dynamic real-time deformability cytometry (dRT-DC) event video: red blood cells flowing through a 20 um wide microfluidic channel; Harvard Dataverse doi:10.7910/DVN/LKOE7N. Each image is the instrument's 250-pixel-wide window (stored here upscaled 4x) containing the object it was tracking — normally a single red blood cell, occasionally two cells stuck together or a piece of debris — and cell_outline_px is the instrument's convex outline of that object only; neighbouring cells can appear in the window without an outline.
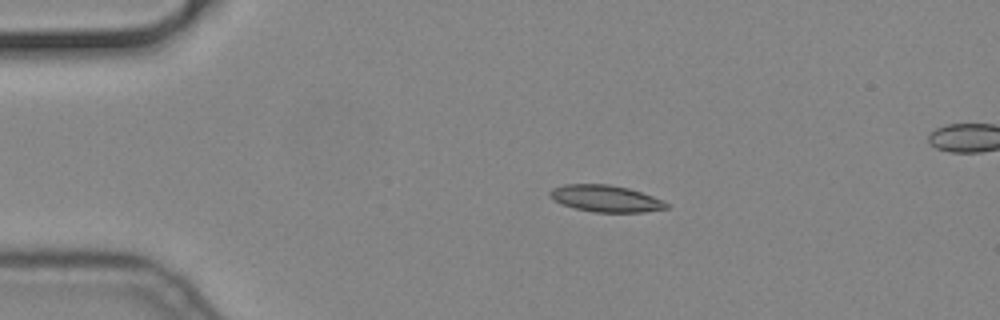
{"species": "common noctule bat (a hibernating species)", "species_latin": "Nyctalus noctula", "temperature_condition": "cold", "stored_images_in_passage": 17, "camera_frame_rate_fps": 3000, "um_per_image_px": 0.085, "animal": {"sex": "male", "body_mass_g": 19.2, "forearm_length_mm": 51.8}, "frame": {"image": 1, "passage_image": 12, "time_ms": 3.667, "image_size_px": [1000, 320], "cell_outline_px": [[668, 208], [644, 212], [596, 212], [576, 208], [560, 204], [552, 200], [548, 196], [548, 192], [552, 188], [564, 184], [608, 184], [628, 188], [664, 200], [668, 204]], "centroid_in_image_um": [51.44, 16.87], "position_along_channel_um": 33.6, "area_um2": 18.21}}